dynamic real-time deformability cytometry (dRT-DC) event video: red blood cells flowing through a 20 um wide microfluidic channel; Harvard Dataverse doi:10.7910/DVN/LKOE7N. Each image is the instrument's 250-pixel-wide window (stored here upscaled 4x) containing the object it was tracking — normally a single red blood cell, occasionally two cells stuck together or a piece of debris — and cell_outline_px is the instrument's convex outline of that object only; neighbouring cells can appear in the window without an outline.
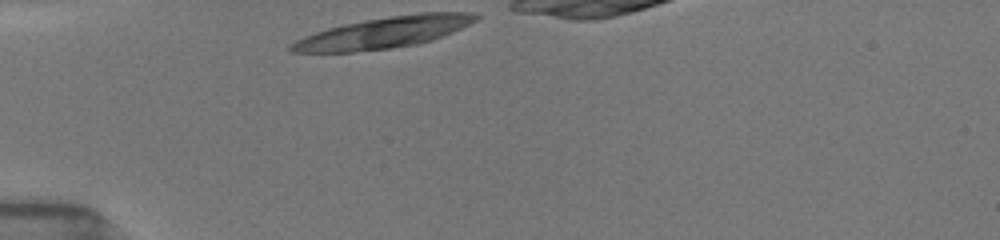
{"species": "common noctule bat (a hibernating species)", "species_latin": "Nyctalus noctula", "temperature_condition": "room temperature", "stored_images_in_passage": 7, "camera_frame_rate_fps": 3000, "um_per_image_px": 0.085, "animal": {"sex": "female", "body_mass_g": 19.5, "forearm_length_mm": 54.1}, "frame": {"image": 1, "passage_image": 1, "time_ms": 0.0, "image_size_px": [1000, 240], "cell_outline_px": [[480, 16], [476, 20], [444, 36], [432, 40], [416, 44], [388, 48], [352, 52], [288, 52], [288, 44], [304, 36], [328, 28], [344, 24], [388, 16], [420, 12], [472, 12]], "centroid_in_image_um": [32.6, 2.76], "position_along_channel_um": 52.4, "area_um2": 33.41}}